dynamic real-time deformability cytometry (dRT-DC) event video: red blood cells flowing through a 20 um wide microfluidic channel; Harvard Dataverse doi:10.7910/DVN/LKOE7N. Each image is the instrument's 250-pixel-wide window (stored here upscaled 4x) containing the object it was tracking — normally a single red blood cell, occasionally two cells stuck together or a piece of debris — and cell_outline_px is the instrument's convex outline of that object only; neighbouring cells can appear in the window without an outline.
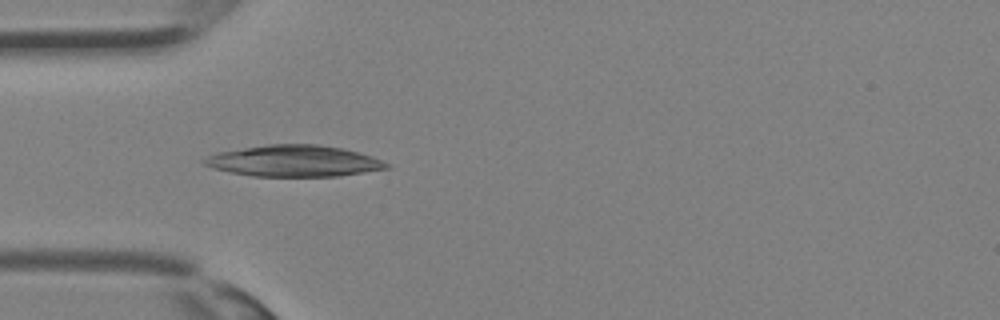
{"species": "Egyptian fruit bat (a non-hibernating species)", "species_latin": "Rousettus aegyptiacus", "temperature_condition": "room temperature", "stored_images_in_passage": 22, "camera_frame_rate_fps": 3000, "um_per_image_px": 0.085, "animal": {"sex": "female"}, "frame": {"image": 1, "passage_image": 1, "time_ms": 0.0, "image_size_px": [1000, 320], "cell_outline_px": [[388, 168], [364, 172], [336, 176], [252, 176], [212, 168], [204, 164], [200, 160], [208, 156], [220, 152], [268, 144], [316, 144], [344, 148], [360, 152], [372, 156], [388, 164]], "centroid_in_image_um": [24.98, 13.68], "position_along_channel_um": 60.0, "area_um2": 33.0}}
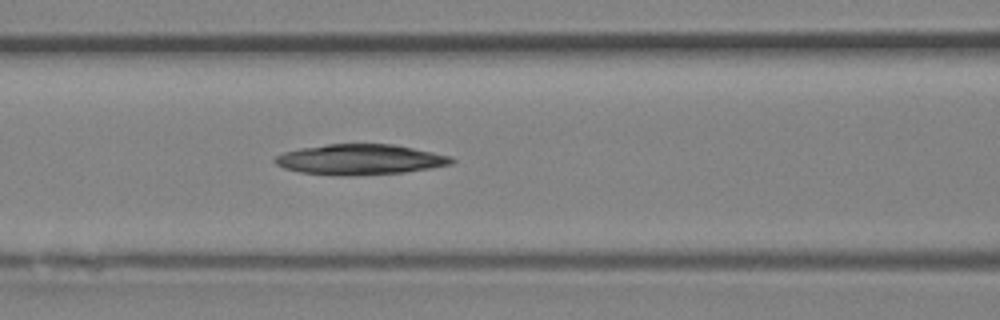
{"frame": {"image": 2, "passage_image": 5, "time_ms": 1.333, "image_size_px": [1000, 320], "cell_outline_px": [[456, 160], [452, 164], [404, 172], [340, 176], [300, 172], [284, 168], [276, 164], [272, 160], [276, 156], [284, 152], [300, 148], [328, 144], [392, 144], [452, 156]], "centroid_in_image_um": [30.58, 13.55], "position_along_channel_um": 136.0, "area_um2": 31.1}}
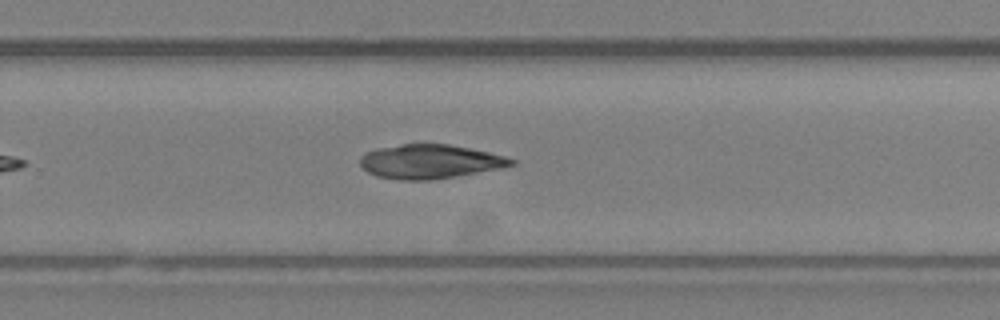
{"frame": {"image": 3, "passage_image": 13, "time_ms": 4.0, "image_size_px": [1000, 320], "cell_outline_px": [[516, 164], [500, 168], [432, 180], [400, 180], [376, 176], [368, 172], [360, 164], [360, 156], [376, 148], [400, 144], [448, 144], [488, 152], [504, 156], [516, 160]], "centroid_in_image_um": [36.52, 13.73], "position_along_channel_um": 293.3, "area_um2": 29.82}}